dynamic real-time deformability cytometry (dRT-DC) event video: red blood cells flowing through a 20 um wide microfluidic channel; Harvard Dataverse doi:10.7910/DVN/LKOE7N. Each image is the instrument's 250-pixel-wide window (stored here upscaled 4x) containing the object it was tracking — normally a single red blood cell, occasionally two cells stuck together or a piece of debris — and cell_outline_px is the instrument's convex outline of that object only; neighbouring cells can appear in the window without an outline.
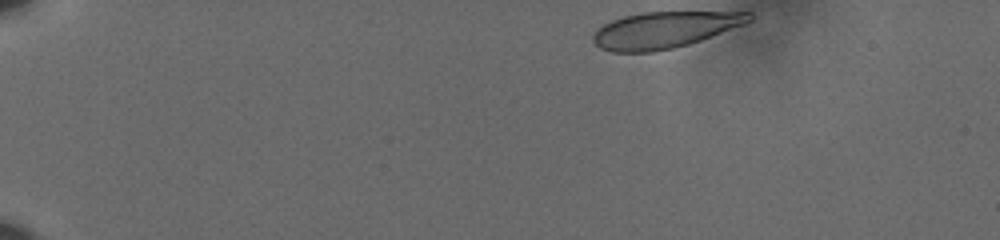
{"species": "human", "species_latin": "Homo sapiens", "temperature_condition": "cold", "stored_images_in_passage": 50, "camera_frame_rate_fps": 3000, "um_per_image_px": 0.085, "donor": {"sex": "male"}, "frame": {"image": 1, "passage_image": 1, "time_ms": 0.0, "image_size_px": [1000, 240], "cell_outline_px": [[752, 20], [744, 24], [700, 40], [688, 44], [672, 48], [652, 52], [612, 52], [600, 48], [592, 40], [592, 36], [596, 28], [612, 20], [624, 16], [640, 12], [752, 12]], "centroid_in_image_um": [56.43, 2.54], "position_along_channel_um": 28.6, "area_um2": 32.95}}
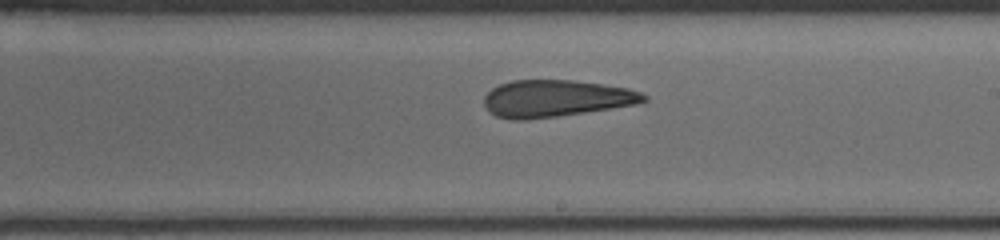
{"frame": {"image": 2, "passage_image": 28, "time_ms": 9.0, "image_size_px": [1000, 240], "cell_outline_px": [[648, 100], [636, 104], [612, 108], [556, 116], [524, 120], [516, 120], [496, 116], [488, 112], [484, 104], [484, 96], [492, 88], [500, 84], [512, 80], [572, 80], [628, 88], [640, 92], [648, 96]], "centroid_in_image_um": [47.23, 8.37], "position_along_channel_um": 241.8, "area_um2": 34.22}}
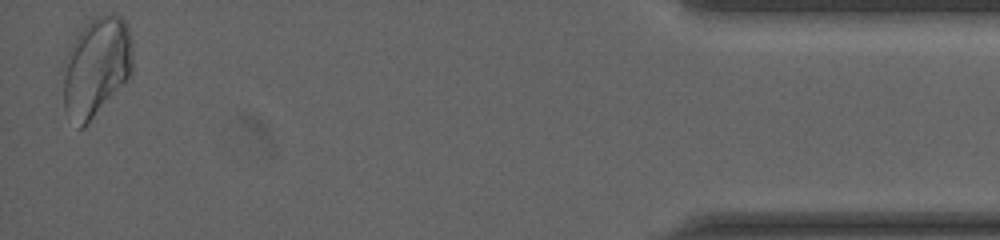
{"frame": {"image": 3, "passage_image": 49, "time_ms": 16.0, "image_size_px": [1000, 240], "cell_outline_px": [[132, 76], [80, 128], [64, 108], [64, 60], [76, 36], [84, 24], [96, 16], [112, 12], [120, 16], [128, 24], [132, 40]], "centroid_in_image_um": [8.23, 5.58], "position_along_channel_um": 427.0, "area_um2": 39.82}, "authors_computed_cell_mechanics": {"area_um2": 35.1713, "velocity_mm_per_s": 3.6023, "shape_relaxation_time_tau1_ms": null, "shape_relaxation_time_tau2_ms": 3.196, "deformation_change_tau1": null, "deformation_change_tau2": 0.1028}}